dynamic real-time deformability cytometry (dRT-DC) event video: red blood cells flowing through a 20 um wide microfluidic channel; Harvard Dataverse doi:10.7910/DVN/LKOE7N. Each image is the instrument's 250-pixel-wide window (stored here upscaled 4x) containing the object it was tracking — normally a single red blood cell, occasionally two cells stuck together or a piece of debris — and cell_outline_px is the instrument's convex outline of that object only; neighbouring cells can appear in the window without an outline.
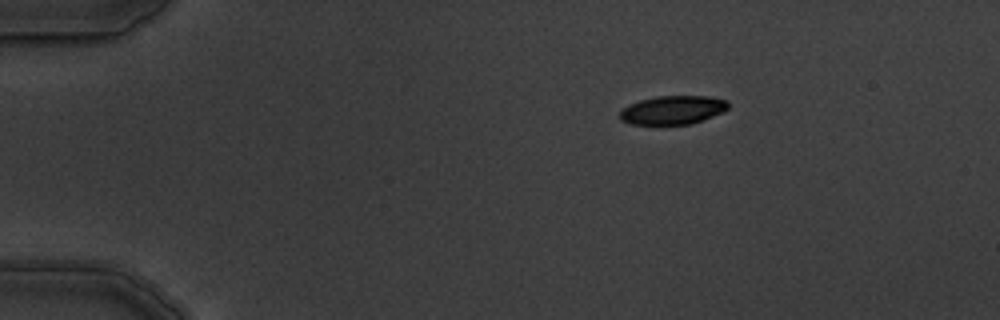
{"species": "common noctule bat (a hibernating species)", "species_latin": "Nyctalus noctula", "temperature_condition": "warm", "stored_images_in_passage": 3, "camera_frame_rate_fps": 3000, "um_per_image_px": 0.085, "animal": {"sex": "male", "body_mass_g": 19.5, "forearm_length_mm": 54.6}, "frame": {"image": 1, "passage_image": 1, "time_ms": 0.0, "image_size_px": [1000, 320], "cell_outline_px": [[728, 108], [724, 112], [692, 124], [632, 124], [620, 120], [620, 112], [628, 104], [640, 100], [656, 96], [708, 96], [728, 100]], "centroid_in_image_um": [57.21, 9.34], "position_along_channel_um": 27.8, "area_um2": 18.15}}